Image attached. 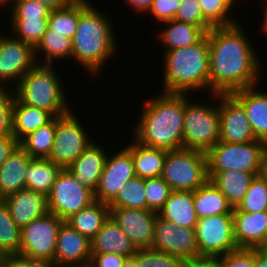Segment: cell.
<instances>
[{"mask_svg": "<svg viewBox=\"0 0 267 267\" xmlns=\"http://www.w3.org/2000/svg\"><path fill=\"white\" fill-rule=\"evenodd\" d=\"M211 28L209 42V94H230L258 86L262 69L253 42L239 24ZM260 60V61H259Z\"/></svg>", "mask_w": 267, "mask_h": 267, "instance_id": "cell-1", "label": "cell"}, {"mask_svg": "<svg viewBox=\"0 0 267 267\" xmlns=\"http://www.w3.org/2000/svg\"><path fill=\"white\" fill-rule=\"evenodd\" d=\"M141 106L131 133L140 144L167 151L183 148L185 94L160 92Z\"/></svg>", "mask_w": 267, "mask_h": 267, "instance_id": "cell-2", "label": "cell"}, {"mask_svg": "<svg viewBox=\"0 0 267 267\" xmlns=\"http://www.w3.org/2000/svg\"><path fill=\"white\" fill-rule=\"evenodd\" d=\"M112 22V23H111ZM108 16L94 4L80 1V15L72 39V60L91 76L102 72L109 58L117 52L115 27ZM116 51V52H115ZM106 62V63H105Z\"/></svg>", "mask_w": 267, "mask_h": 267, "instance_id": "cell-3", "label": "cell"}, {"mask_svg": "<svg viewBox=\"0 0 267 267\" xmlns=\"http://www.w3.org/2000/svg\"><path fill=\"white\" fill-rule=\"evenodd\" d=\"M162 52L164 75L161 92L192 94L195 90H204L209 93L210 61L207 34L193 46Z\"/></svg>", "mask_w": 267, "mask_h": 267, "instance_id": "cell-4", "label": "cell"}, {"mask_svg": "<svg viewBox=\"0 0 267 267\" xmlns=\"http://www.w3.org/2000/svg\"><path fill=\"white\" fill-rule=\"evenodd\" d=\"M53 66L36 63L13 91L21 103L45 110L53 117H61L72 109L65 94L66 87L64 89L61 76Z\"/></svg>", "mask_w": 267, "mask_h": 267, "instance_id": "cell-5", "label": "cell"}, {"mask_svg": "<svg viewBox=\"0 0 267 267\" xmlns=\"http://www.w3.org/2000/svg\"><path fill=\"white\" fill-rule=\"evenodd\" d=\"M189 95L185 94L183 148L207 153L219 141L218 94L210 97L217 105L193 101Z\"/></svg>", "mask_w": 267, "mask_h": 267, "instance_id": "cell-6", "label": "cell"}, {"mask_svg": "<svg viewBox=\"0 0 267 267\" xmlns=\"http://www.w3.org/2000/svg\"><path fill=\"white\" fill-rule=\"evenodd\" d=\"M161 177L172 191H195L209 180L206 153L185 148L168 151Z\"/></svg>", "mask_w": 267, "mask_h": 267, "instance_id": "cell-7", "label": "cell"}, {"mask_svg": "<svg viewBox=\"0 0 267 267\" xmlns=\"http://www.w3.org/2000/svg\"><path fill=\"white\" fill-rule=\"evenodd\" d=\"M265 142L256 140L247 143L218 141L207 153V173L239 170L259 174Z\"/></svg>", "mask_w": 267, "mask_h": 267, "instance_id": "cell-8", "label": "cell"}, {"mask_svg": "<svg viewBox=\"0 0 267 267\" xmlns=\"http://www.w3.org/2000/svg\"><path fill=\"white\" fill-rule=\"evenodd\" d=\"M199 260L217 259L238 249L233 213L202 217L195 227Z\"/></svg>", "mask_w": 267, "mask_h": 267, "instance_id": "cell-9", "label": "cell"}, {"mask_svg": "<svg viewBox=\"0 0 267 267\" xmlns=\"http://www.w3.org/2000/svg\"><path fill=\"white\" fill-rule=\"evenodd\" d=\"M75 114L71 110L56 117L54 144L48 159L63 169L68 168L95 140Z\"/></svg>", "mask_w": 267, "mask_h": 267, "instance_id": "cell-10", "label": "cell"}, {"mask_svg": "<svg viewBox=\"0 0 267 267\" xmlns=\"http://www.w3.org/2000/svg\"><path fill=\"white\" fill-rule=\"evenodd\" d=\"M64 221L48 212L21 229L19 255L54 261L58 231Z\"/></svg>", "mask_w": 267, "mask_h": 267, "instance_id": "cell-11", "label": "cell"}, {"mask_svg": "<svg viewBox=\"0 0 267 267\" xmlns=\"http://www.w3.org/2000/svg\"><path fill=\"white\" fill-rule=\"evenodd\" d=\"M48 210L63 221L95 201L94 192L80 185L73 174L64 168L47 196Z\"/></svg>", "mask_w": 267, "mask_h": 267, "instance_id": "cell-12", "label": "cell"}, {"mask_svg": "<svg viewBox=\"0 0 267 267\" xmlns=\"http://www.w3.org/2000/svg\"><path fill=\"white\" fill-rule=\"evenodd\" d=\"M0 32V86L13 89L20 79L37 63L34 48Z\"/></svg>", "mask_w": 267, "mask_h": 267, "instance_id": "cell-13", "label": "cell"}, {"mask_svg": "<svg viewBox=\"0 0 267 267\" xmlns=\"http://www.w3.org/2000/svg\"><path fill=\"white\" fill-rule=\"evenodd\" d=\"M154 250L182 257L189 261L199 260L195 228L175 225L157 215L155 220Z\"/></svg>", "mask_w": 267, "mask_h": 267, "instance_id": "cell-14", "label": "cell"}, {"mask_svg": "<svg viewBox=\"0 0 267 267\" xmlns=\"http://www.w3.org/2000/svg\"><path fill=\"white\" fill-rule=\"evenodd\" d=\"M104 169L99 179V183L94 192V198L109 204L119 193V190L126 183L134 178L135 170L130 151L124 146L113 153H108Z\"/></svg>", "mask_w": 267, "mask_h": 267, "instance_id": "cell-15", "label": "cell"}, {"mask_svg": "<svg viewBox=\"0 0 267 267\" xmlns=\"http://www.w3.org/2000/svg\"><path fill=\"white\" fill-rule=\"evenodd\" d=\"M219 141L247 143L256 141L244 107L231 94H218Z\"/></svg>", "mask_w": 267, "mask_h": 267, "instance_id": "cell-16", "label": "cell"}, {"mask_svg": "<svg viewBox=\"0 0 267 267\" xmlns=\"http://www.w3.org/2000/svg\"><path fill=\"white\" fill-rule=\"evenodd\" d=\"M109 208L110 216L130 238L137 250L152 247L157 212L121 207Z\"/></svg>", "mask_w": 267, "mask_h": 267, "instance_id": "cell-17", "label": "cell"}, {"mask_svg": "<svg viewBox=\"0 0 267 267\" xmlns=\"http://www.w3.org/2000/svg\"><path fill=\"white\" fill-rule=\"evenodd\" d=\"M91 241L65 221L61 224L54 261L57 267H68L91 262Z\"/></svg>", "mask_w": 267, "mask_h": 267, "instance_id": "cell-18", "label": "cell"}, {"mask_svg": "<svg viewBox=\"0 0 267 267\" xmlns=\"http://www.w3.org/2000/svg\"><path fill=\"white\" fill-rule=\"evenodd\" d=\"M234 237L238 248L260 249L267 243V211L244 212L233 208Z\"/></svg>", "mask_w": 267, "mask_h": 267, "instance_id": "cell-19", "label": "cell"}, {"mask_svg": "<svg viewBox=\"0 0 267 267\" xmlns=\"http://www.w3.org/2000/svg\"><path fill=\"white\" fill-rule=\"evenodd\" d=\"M3 202L20 229L49 212L47 196L26 188L4 198Z\"/></svg>", "mask_w": 267, "mask_h": 267, "instance_id": "cell-20", "label": "cell"}, {"mask_svg": "<svg viewBox=\"0 0 267 267\" xmlns=\"http://www.w3.org/2000/svg\"><path fill=\"white\" fill-rule=\"evenodd\" d=\"M96 143L95 141L91 143L67 168L80 185L89 188L93 192L97 188L108 156L107 147L105 149L102 145Z\"/></svg>", "mask_w": 267, "mask_h": 267, "instance_id": "cell-21", "label": "cell"}, {"mask_svg": "<svg viewBox=\"0 0 267 267\" xmlns=\"http://www.w3.org/2000/svg\"><path fill=\"white\" fill-rule=\"evenodd\" d=\"M230 94L244 107L256 139L267 143V92L253 86Z\"/></svg>", "mask_w": 267, "mask_h": 267, "instance_id": "cell-22", "label": "cell"}, {"mask_svg": "<svg viewBox=\"0 0 267 267\" xmlns=\"http://www.w3.org/2000/svg\"><path fill=\"white\" fill-rule=\"evenodd\" d=\"M137 249L130 238L109 215L91 241V253H115L132 257Z\"/></svg>", "mask_w": 267, "mask_h": 267, "instance_id": "cell-23", "label": "cell"}, {"mask_svg": "<svg viewBox=\"0 0 267 267\" xmlns=\"http://www.w3.org/2000/svg\"><path fill=\"white\" fill-rule=\"evenodd\" d=\"M32 157L18 146L0 166V195L4 199L25 189L24 174Z\"/></svg>", "mask_w": 267, "mask_h": 267, "instance_id": "cell-24", "label": "cell"}, {"mask_svg": "<svg viewBox=\"0 0 267 267\" xmlns=\"http://www.w3.org/2000/svg\"><path fill=\"white\" fill-rule=\"evenodd\" d=\"M157 214L177 226L195 228L198 217L194 208L193 191H172Z\"/></svg>", "mask_w": 267, "mask_h": 267, "instance_id": "cell-25", "label": "cell"}, {"mask_svg": "<svg viewBox=\"0 0 267 267\" xmlns=\"http://www.w3.org/2000/svg\"><path fill=\"white\" fill-rule=\"evenodd\" d=\"M125 146L132 155L137 177L143 179L161 177L167 150L142 145L134 138L132 143Z\"/></svg>", "mask_w": 267, "mask_h": 267, "instance_id": "cell-26", "label": "cell"}, {"mask_svg": "<svg viewBox=\"0 0 267 267\" xmlns=\"http://www.w3.org/2000/svg\"><path fill=\"white\" fill-rule=\"evenodd\" d=\"M259 174L239 170H226L219 173H207L208 179L225 195L228 203L236 208L254 177Z\"/></svg>", "mask_w": 267, "mask_h": 267, "instance_id": "cell-27", "label": "cell"}, {"mask_svg": "<svg viewBox=\"0 0 267 267\" xmlns=\"http://www.w3.org/2000/svg\"><path fill=\"white\" fill-rule=\"evenodd\" d=\"M162 24L165 29L158 32L157 39L163 44L164 51L193 46L206 35L200 27L175 19L160 23Z\"/></svg>", "mask_w": 267, "mask_h": 267, "instance_id": "cell-28", "label": "cell"}, {"mask_svg": "<svg viewBox=\"0 0 267 267\" xmlns=\"http://www.w3.org/2000/svg\"><path fill=\"white\" fill-rule=\"evenodd\" d=\"M53 118L49 112L25 105L15 97L12 108V135L20 141L27 134L49 123Z\"/></svg>", "mask_w": 267, "mask_h": 267, "instance_id": "cell-29", "label": "cell"}, {"mask_svg": "<svg viewBox=\"0 0 267 267\" xmlns=\"http://www.w3.org/2000/svg\"><path fill=\"white\" fill-rule=\"evenodd\" d=\"M62 169L48 158H32L24 174L25 188L48 196Z\"/></svg>", "mask_w": 267, "mask_h": 267, "instance_id": "cell-30", "label": "cell"}, {"mask_svg": "<svg viewBox=\"0 0 267 267\" xmlns=\"http://www.w3.org/2000/svg\"><path fill=\"white\" fill-rule=\"evenodd\" d=\"M109 215L110 208L108 204L95 200L89 206L69 217L65 222L92 241Z\"/></svg>", "mask_w": 267, "mask_h": 267, "instance_id": "cell-31", "label": "cell"}, {"mask_svg": "<svg viewBox=\"0 0 267 267\" xmlns=\"http://www.w3.org/2000/svg\"><path fill=\"white\" fill-rule=\"evenodd\" d=\"M193 201L198 219L233 213L225 195L210 180L193 191Z\"/></svg>", "mask_w": 267, "mask_h": 267, "instance_id": "cell-32", "label": "cell"}, {"mask_svg": "<svg viewBox=\"0 0 267 267\" xmlns=\"http://www.w3.org/2000/svg\"><path fill=\"white\" fill-rule=\"evenodd\" d=\"M72 39L54 33L52 29L47 28L41 40L34 48L35 59L39 64L54 65L56 60H67L72 58ZM43 57H40V55ZM42 58V60H40ZM42 61V62H41Z\"/></svg>", "mask_w": 267, "mask_h": 267, "instance_id": "cell-33", "label": "cell"}, {"mask_svg": "<svg viewBox=\"0 0 267 267\" xmlns=\"http://www.w3.org/2000/svg\"><path fill=\"white\" fill-rule=\"evenodd\" d=\"M55 129L56 117L23 137L19 146L32 158H48L54 144Z\"/></svg>", "mask_w": 267, "mask_h": 267, "instance_id": "cell-34", "label": "cell"}, {"mask_svg": "<svg viewBox=\"0 0 267 267\" xmlns=\"http://www.w3.org/2000/svg\"><path fill=\"white\" fill-rule=\"evenodd\" d=\"M80 15V1H70L66 6L50 12L48 27L54 33L73 39Z\"/></svg>", "mask_w": 267, "mask_h": 267, "instance_id": "cell-35", "label": "cell"}, {"mask_svg": "<svg viewBox=\"0 0 267 267\" xmlns=\"http://www.w3.org/2000/svg\"><path fill=\"white\" fill-rule=\"evenodd\" d=\"M144 192L145 179L135 176L119 190L108 206L147 210V199Z\"/></svg>", "mask_w": 267, "mask_h": 267, "instance_id": "cell-36", "label": "cell"}, {"mask_svg": "<svg viewBox=\"0 0 267 267\" xmlns=\"http://www.w3.org/2000/svg\"><path fill=\"white\" fill-rule=\"evenodd\" d=\"M48 20L49 18H9L11 33L35 48L48 28Z\"/></svg>", "mask_w": 267, "mask_h": 267, "instance_id": "cell-37", "label": "cell"}, {"mask_svg": "<svg viewBox=\"0 0 267 267\" xmlns=\"http://www.w3.org/2000/svg\"><path fill=\"white\" fill-rule=\"evenodd\" d=\"M21 242V229L13 221L8 207L0 204V253L18 254Z\"/></svg>", "mask_w": 267, "mask_h": 267, "instance_id": "cell-38", "label": "cell"}, {"mask_svg": "<svg viewBox=\"0 0 267 267\" xmlns=\"http://www.w3.org/2000/svg\"><path fill=\"white\" fill-rule=\"evenodd\" d=\"M198 1L200 3L203 17L213 27L231 26L240 21L236 20L232 16V13H234L233 8H235L237 0H198ZM229 14L231 16H229Z\"/></svg>", "mask_w": 267, "mask_h": 267, "instance_id": "cell-39", "label": "cell"}, {"mask_svg": "<svg viewBox=\"0 0 267 267\" xmlns=\"http://www.w3.org/2000/svg\"><path fill=\"white\" fill-rule=\"evenodd\" d=\"M236 208L244 212L267 211V182L260 174L254 177L243 201Z\"/></svg>", "mask_w": 267, "mask_h": 267, "instance_id": "cell-40", "label": "cell"}, {"mask_svg": "<svg viewBox=\"0 0 267 267\" xmlns=\"http://www.w3.org/2000/svg\"><path fill=\"white\" fill-rule=\"evenodd\" d=\"M134 256L138 267H187L188 261L152 248L138 249Z\"/></svg>", "mask_w": 267, "mask_h": 267, "instance_id": "cell-41", "label": "cell"}, {"mask_svg": "<svg viewBox=\"0 0 267 267\" xmlns=\"http://www.w3.org/2000/svg\"><path fill=\"white\" fill-rule=\"evenodd\" d=\"M172 189L162 177L145 179V196L147 199V210L157 212L163 207L169 198Z\"/></svg>", "mask_w": 267, "mask_h": 267, "instance_id": "cell-42", "label": "cell"}, {"mask_svg": "<svg viewBox=\"0 0 267 267\" xmlns=\"http://www.w3.org/2000/svg\"><path fill=\"white\" fill-rule=\"evenodd\" d=\"M175 20L200 27L207 33L213 26L203 17L198 0H181Z\"/></svg>", "mask_w": 267, "mask_h": 267, "instance_id": "cell-43", "label": "cell"}, {"mask_svg": "<svg viewBox=\"0 0 267 267\" xmlns=\"http://www.w3.org/2000/svg\"><path fill=\"white\" fill-rule=\"evenodd\" d=\"M10 18H49L51 9L33 0H16L9 7Z\"/></svg>", "mask_w": 267, "mask_h": 267, "instance_id": "cell-44", "label": "cell"}, {"mask_svg": "<svg viewBox=\"0 0 267 267\" xmlns=\"http://www.w3.org/2000/svg\"><path fill=\"white\" fill-rule=\"evenodd\" d=\"M13 89L0 90V136L12 134Z\"/></svg>", "mask_w": 267, "mask_h": 267, "instance_id": "cell-45", "label": "cell"}, {"mask_svg": "<svg viewBox=\"0 0 267 267\" xmlns=\"http://www.w3.org/2000/svg\"><path fill=\"white\" fill-rule=\"evenodd\" d=\"M216 260L221 267H254V249L238 248Z\"/></svg>", "mask_w": 267, "mask_h": 267, "instance_id": "cell-46", "label": "cell"}, {"mask_svg": "<svg viewBox=\"0 0 267 267\" xmlns=\"http://www.w3.org/2000/svg\"><path fill=\"white\" fill-rule=\"evenodd\" d=\"M181 0H154L147 12L155 22L174 20ZM157 20V21H156Z\"/></svg>", "mask_w": 267, "mask_h": 267, "instance_id": "cell-47", "label": "cell"}, {"mask_svg": "<svg viewBox=\"0 0 267 267\" xmlns=\"http://www.w3.org/2000/svg\"><path fill=\"white\" fill-rule=\"evenodd\" d=\"M127 257L115 253H93V267H123Z\"/></svg>", "mask_w": 267, "mask_h": 267, "instance_id": "cell-48", "label": "cell"}, {"mask_svg": "<svg viewBox=\"0 0 267 267\" xmlns=\"http://www.w3.org/2000/svg\"><path fill=\"white\" fill-rule=\"evenodd\" d=\"M18 146L19 141L12 134L0 136V166Z\"/></svg>", "mask_w": 267, "mask_h": 267, "instance_id": "cell-49", "label": "cell"}, {"mask_svg": "<svg viewBox=\"0 0 267 267\" xmlns=\"http://www.w3.org/2000/svg\"><path fill=\"white\" fill-rule=\"evenodd\" d=\"M123 1L130 6V9L132 7V9H134L135 12L137 13L140 12L143 14H146L149 11L154 2V0H123Z\"/></svg>", "mask_w": 267, "mask_h": 267, "instance_id": "cell-50", "label": "cell"}, {"mask_svg": "<svg viewBox=\"0 0 267 267\" xmlns=\"http://www.w3.org/2000/svg\"><path fill=\"white\" fill-rule=\"evenodd\" d=\"M7 267H28V258L19 254L2 255Z\"/></svg>", "mask_w": 267, "mask_h": 267, "instance_id": "cell-51", "label": "cell"}, {"mask_svg": "<svg viewBox=\"0 0 267 267\" xmlns=\"http://www.w3.org/2000/svg\"><path fill=\"white\" fill-rule=\"evenodd\" d=\"M36 2L41 3L42 5H45L46 7L53 9H58L66 6L70 1H84V2H90L89 0H33Z\"/></svg>", "mask_w": 267, "mask_h": 267, "instance_id": "cell-52", "label": "cell"}, {"mask_svg": "<svg viewBox=\"0 0 267 267\" xmlns=\"http://www.w3.org/2000/svg\"><path fill=\"white\" fill-rule=\"evenodd\" d=\"M187 267H221L216 259H200L189 261Z\"/></svg>", "mask_w": 267, "mask_h": 267, "instance_id": "cell-53", "label": "cell"}, {"mask_svg": "<svg viewBox=\"0 0 267 267\" xmlns=\"http://www.w3.org/2000/svg\"><path fill=\"white\" fill-rule=\"evenodd\" d=\"M254 267H267V252L260 249H254Z\"/></svg>", "mask_w": 267, "mask_h": 267, "instance_id": "cell-54", "label": "cell"}, {"mask_svg": "<svg viewBox=\"0 0 267 267\" xmlns=\"http://www.w3.org/2000/svg\"><path fill=\"white\" fill-rule=\"evenodd\" d=\"M28 267H57L55 261L28 258Z\"/></svg>", "mask_w": 267, "mask_h": 267, "instance_id": "cell-55", "label": "cell"}, {"mask_svg": "<svg viewBox=\"0 0 267 267\" xmlns=\"http://www.w3.org/2000/svg\"><path fill=\"white\" fill-rule=\"evenodd\" d=\"M260 176L267 182V143L264 146L262 159H261V169Z\"/></svg>", "mask_w": 267, "mask_h": 267, "instance_id": "cell-56", "label": "cell"}, {"mask_svg": "<svg viewBox=\"0 0 267 267\" xmlns=\"http://www.w3.org/2000/svg\"><path fill=\"white\" fill-rule=\"evenodd\" d=\"M123 267H138L137 258L135 256L128 257Z\"/></svg>", "mask_w": 267, "mask_h": 267, "instance_id": "cell-57", "label": "cell"}, {"mask_svg": "<svg viewBox=\"0 0 267 267\" xmlns=\"http://www.w3.org/2000/svg\"><path fill=\"white\" fill-rule=\"evenodd\" d=\"M262 13H263L262 15L264 16V19H263V21H261L262 22L261 23L262 24L261 25L262 28H260V29H262L261 33L263 32L264 35L265 34L267 35V6L264 8Z\"/></svg>", "mask_w": 267, "mask_h": 267, "instance_id": "cell-58", "label": "cell"}, {"mask_svg": "<svg viewBox=\"0 0 267 267\" xmlns=\"http://www.w3.org/2000/svg\"><path fill=\"white\" fill-rule=\"evenodd\" d=\"M15 1L16 0H0V6H2V8L8 6V8H9V5L11 6Z\"/></svg>", "mask_w": 267, "mask_h": 267, "instance_id": "cell-59", "label": "cell"}, {"mask_svg": "<svg viewBox=\"0 0 267 267\" xmlns=\"http://www.w3.org/2000/svg\"><path fill=\"white\" fill-rule=\"evenodd\" d=\"M68 267H93L91 262L80 264V265H74V266H68Z\"/></svg>", "mask_w": 267, "mask_h": 267, "instance_id": "cell-60", "label": "cell"}, {"mask_svg": "<svg viewBox=\"0 0 267 267\" xmlns=\"http://www.w3.org/2000/svg\"><path fill=\"white\" fill-rule=\"evenodd\" d=\"M0 267H7L6 261L3 258L0 260Z\"/></svg>", "mask_w": 267, "mask_h": 267, "instance_id": "cell-61", "label": "cell"}, {"mask_svg": "<svg viewBox=\"0 0 267 267\" xmlns=\"http://www.w3.org/2000/svg\"><path fill=\"white\" fill-rule=\"evenodd\" d=\"M260 1L263 2V3H261V4H263L262 6H264L263 8H265V7L267 6V0H263V1H262V0H259V2H260Z\"/></svg>", "mask_w": 267, "mask_h": 267, "instance_id": "cell-62", "label": "cell"}, {"mask_svg": "<svg viewBox=\"0 0 267 267\" xmlns=\"http://www.w3.org/2000/svg\"><path fill=\"white\" fill-rule=\"evenodd\" d=\"M262 249L267 252V243L265 244V246Z\"/></svg>", "mask_w": 267, "mask_h": 267, "instance_id": "cell-63", "label": "cell"}, {"mask_svg": "<svg viewBox=\"0 0 267 267\" xmlns=\"http://www.w3.org/2000/svg\"><path fill=\"white\" fill-rule=\"evenodd\" d=\"M3 202V198L1 197V195H0V204Z\"/></svg>", "mask_w": 267, "mask_h": 267, "instance_id": "cell-64", "label": "cell"}]
</instances>
